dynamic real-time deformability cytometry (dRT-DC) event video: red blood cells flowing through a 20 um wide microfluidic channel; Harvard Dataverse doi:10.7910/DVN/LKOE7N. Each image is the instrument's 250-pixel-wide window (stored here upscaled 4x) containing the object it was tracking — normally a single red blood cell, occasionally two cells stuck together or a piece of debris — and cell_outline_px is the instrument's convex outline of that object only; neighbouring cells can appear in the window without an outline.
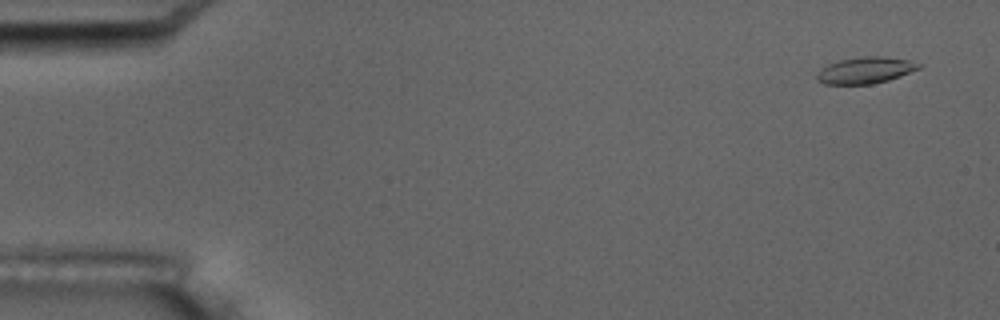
{"species": "common noctule bat (a hibernating species)", "species_latin": "Nyctalus noctula", "temperature_condition": "room temperature", "stored_images_in_passage": 5, "camera_frame_rate_fps": 3000, "um_per_image_px": 0.085, "animal": {"sex": "male", "body_mass_g": 17.5, "forearm_length_mm": 52.3}, "frame": {"image": 1, "passage_image": 1, "time_ms": 0.0, "image_size_px": [1000, 320], "cell_outline_px": [[924, 64], [920, 68], [900, 76], [888, 80], [872, 84], [824, 84], [816, 80], [816, 76], [820, 68], [828, 64], [840, 60], [864, 56], [880, 56], [908, 60]], "centroid_in_image_um": [73.55, 5.97], "position_along_channel_um": 11.5, "area_um2": 15.72}}